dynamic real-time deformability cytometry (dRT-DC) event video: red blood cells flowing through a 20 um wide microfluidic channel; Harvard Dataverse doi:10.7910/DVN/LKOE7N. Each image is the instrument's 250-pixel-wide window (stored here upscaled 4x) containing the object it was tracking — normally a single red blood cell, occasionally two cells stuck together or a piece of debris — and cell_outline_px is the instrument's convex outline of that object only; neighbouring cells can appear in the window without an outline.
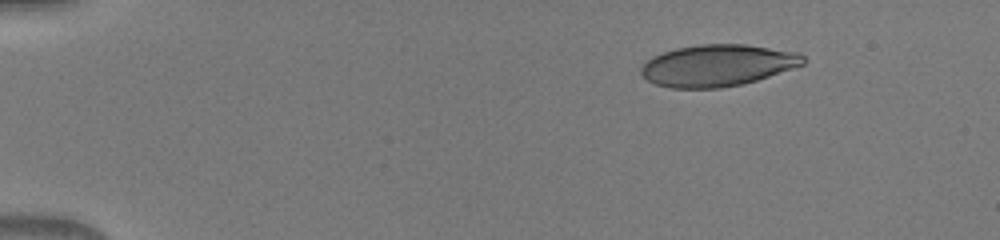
{"species": "human", "species_latin": "Homo sapiens", "temperature_condition": "warm", "stored_images_in_passage": 41, "camera_frame_rate_fps": 3000, "um_per_image_px": 0.085, "donor": {"sex": "male"}, "frame": {"image": 1, "passage_image": 1, "time_ms": 0.0, "image_size_px": [1000, 240], "cell_outline_px": [[804, 64], [744, 84], [720, 88], [672, 88], [656, 84], [648, 80], [640, 72], [640, 68], [652, 56], [676, 48], [700, 44], [744, 44], [800, 52], [804, 56]], "centroid_in_image_um": [60.99, 5.55], "position_along_channel_um": 24.0, "area_um2": 39.25}}
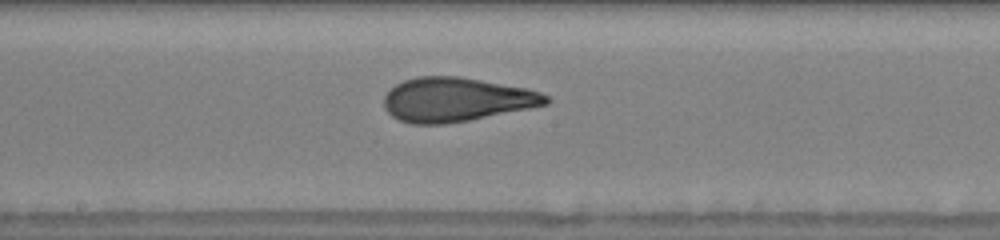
{"frame": {"image": 2, "passage_image": 22, "time_ms": 7.0, "image_size_px": [1000, 240], "cell_outline_px": [[552, 100], [548, 104], [468, 120], [444, 124], [412, 124], [400, 120], [392, 116], [384, 108], [384, 96], [396, 84], [404, 80], [416, 76], [456, 76], [480, 80], [524, 88], [540, 92], [548, 96]], "centroid_in_image_um": [38.75, 8.46], "position_along_channel_um": 209.5, "area_um2": 41.21}}
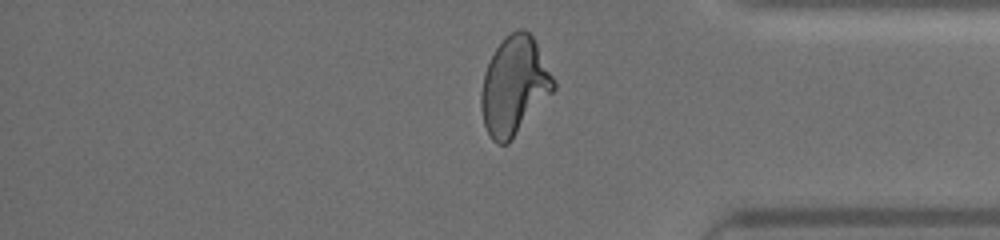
{"frame": {"image": 3, "passage_image": 36, "time_ms": 11.667, "image_size_px": [1000, 240], "cell_outline_px": [[556, 88], [512, 140], [508, 144], [496, 144], [492, 140], [484, 124], [480, 108], [480, 92], [484, 72], [496, 48], [504, 36], [516, 28], [524, 28], [532, 36], [556, 80]], "centroid_in_image_um": [43.7, 7.3], "position_along_channel_um": 391.5, "area_um2": 41.62}}